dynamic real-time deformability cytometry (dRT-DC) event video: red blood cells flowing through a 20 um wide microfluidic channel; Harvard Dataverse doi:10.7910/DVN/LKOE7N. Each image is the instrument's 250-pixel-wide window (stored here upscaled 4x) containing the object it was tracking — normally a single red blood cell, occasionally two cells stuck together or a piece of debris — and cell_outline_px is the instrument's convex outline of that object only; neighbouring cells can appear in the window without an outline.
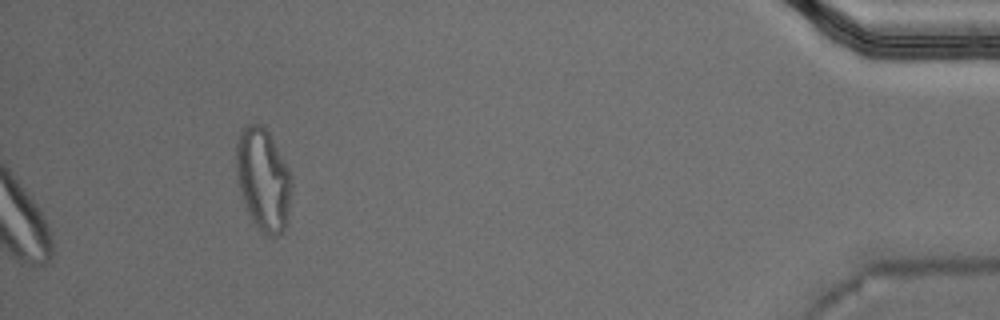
{"species": "Egyptian fruit bat (a non-hibernating species)", "species_latin": "Rousettus aegyptiacus", "temperature_condition": "warm", "stored_images_in_passage": 38, "camera_frame_rate_fps": 3000, "um_per_image_px": 0.085, "animal": {"sex": "male"}, "frame": {"image": 1, "passage_image": 38, "time_ms": 12.333, "image_size_px": [1000, 320], "cell_outline_px": [[292, 184], [284, 228], [276, 236], [268, 236], [252, 220], [248, 212], [240, 188], [236, 168], [236, 144], [240, 132], [248, 124], [260, 124], [268, 132], [288, 168]], "centroid_in_image_um": [22.36, 15.22], "position_along_channel_um": 412.8, "area_um2": 31.96}, "authors_computed_cell_mechanics": {"area_um2": 21.0681, "velocity_mm_per_s": 3.7734, "shape_relaxation_time_tau1_ms": null, "shape_relaxation_time_tau2_ms": 0.8554, "deformation_change_tau1": null, "deformation_change_tau2": 0.0822}}